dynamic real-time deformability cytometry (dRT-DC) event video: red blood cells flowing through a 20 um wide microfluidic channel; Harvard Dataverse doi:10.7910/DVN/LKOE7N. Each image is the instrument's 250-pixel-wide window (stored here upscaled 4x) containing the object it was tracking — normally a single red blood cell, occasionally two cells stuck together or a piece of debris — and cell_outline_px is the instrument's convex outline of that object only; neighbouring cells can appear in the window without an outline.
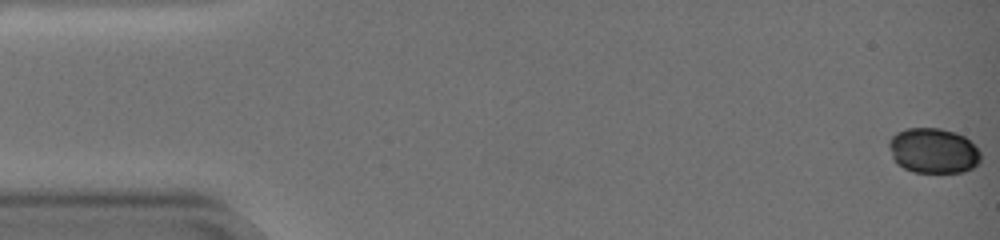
{"species": "common noctule bat (a hibernating species)", "species_latin": "Nyctalus noctula", "temperature_condition": "warm", "stored_images_in_passage": 60, "camera_frame_rate_fps": 3000, "um_per_image_px": 0.085, "animal": {"sex": "female", "body_mass_g": 19.0, "forearm_length_mm": 51.5}, "frame": {"image": 1, "passage_image": 1, "time_ms": 0.0, "image_size_px": [1000, 240], "cell_outline_px": [[980, 160], [972, 168], [964, 172], [912, 172], [896, 164], [892, 156], [888, 144], [888, 140], [896, 132], [904, 128], [940, 128], [956, 132], [964, 136], [980, 152]], "centroid_in_image_um": [79.29, 12.8], "position_along_channel_um": 5.7, "area_um2": 24.22}}
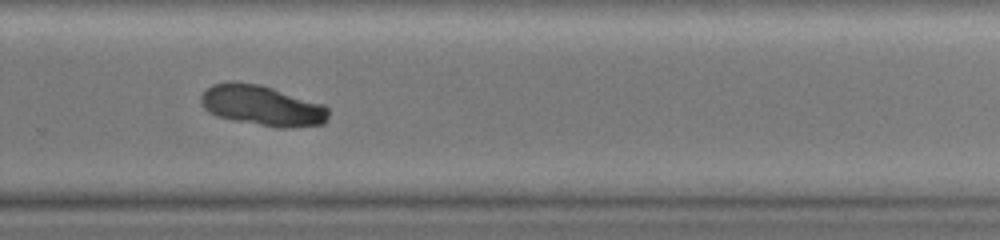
{"frame": {"image": 2, "passage_image": 42, "time_ms": 13.667, "image_size_px": [1000, 240], "cell_outline_px": [[328, 116], [324, 124], [288, 128], [276, 128], [216, 116], [208, 112], [204, 108], [200, 100], [200, 96], [212, 84], [260, 84], [324, 104], [328, 108]], "centroid_in_image_um": [22.33, 9.01], "position_along_channel_um": 307.5, "area_um2": 29.54}}
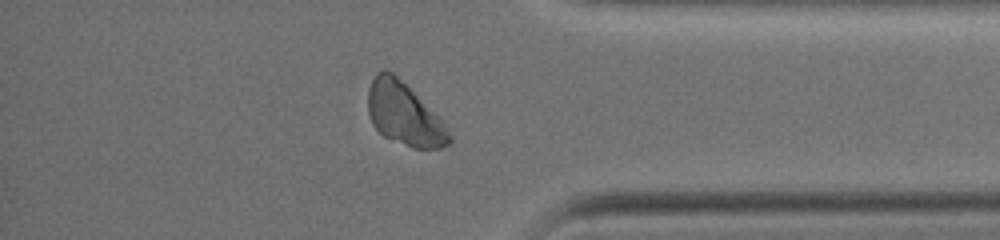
{"frame": {"image": 3, "passage_image": 51, "time_ms": 16.667, "image_size_px": [1000, 240], "cell_outline_px": [[452, 144], [440, 148], [412, 148], [384, 136], [372, 124], [368, 112], [368, 88], [376, 72], [384, 68], [392, 72], [448, 128], [452, 136]], "centroid_in_image_um": [34.33, 9.72], "position_along_channel_um": 400.9, "area_um2": 29.02}}